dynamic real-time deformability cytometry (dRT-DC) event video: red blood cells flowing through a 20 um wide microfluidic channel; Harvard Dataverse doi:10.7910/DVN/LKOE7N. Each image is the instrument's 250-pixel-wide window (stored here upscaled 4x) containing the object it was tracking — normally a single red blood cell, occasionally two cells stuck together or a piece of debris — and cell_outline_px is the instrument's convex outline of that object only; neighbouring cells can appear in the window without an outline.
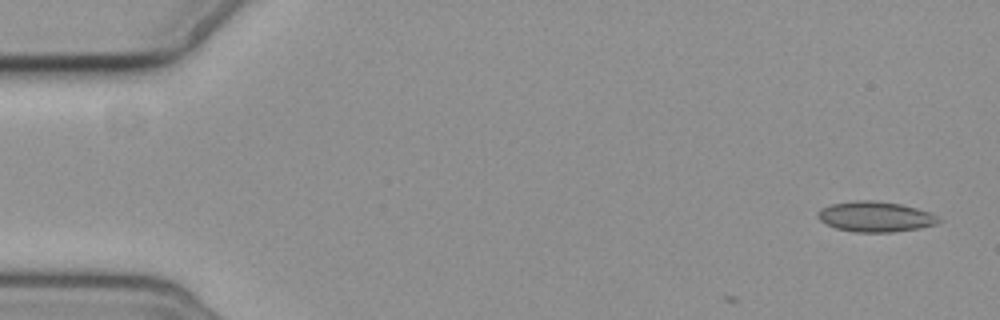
{"species": "common noctule bat (a hibernating species)", "species_latin": "Nyctalus noctula", "temperature_condition": "cold", "stored_images_in_passage": 4, "camera_frame_rate_fps": 3000, "um_per_image_px": 0.085, "animal": {"sex": "female", "body_mass_g": 19.3, "forearm_length_mm": 54.1}, "frame": {"image": 1, "passage_image": 1, "time_ms": 0.0, "image_size_px": [1000, 320], "cell_outline_px": [[944, 220], [936, 224], [920, 228], [892, 232], [856, 232], [836, 228], [820, 220], [816, 216], [820, 208], [832, 204], [856, 200], [876, 200], [900, 204], [916, 208], [928, 212]], "centroid_in_image_um": [74.41, 18.41], "position_along_channel_um": 10.6, "area_um2": 21.33}}
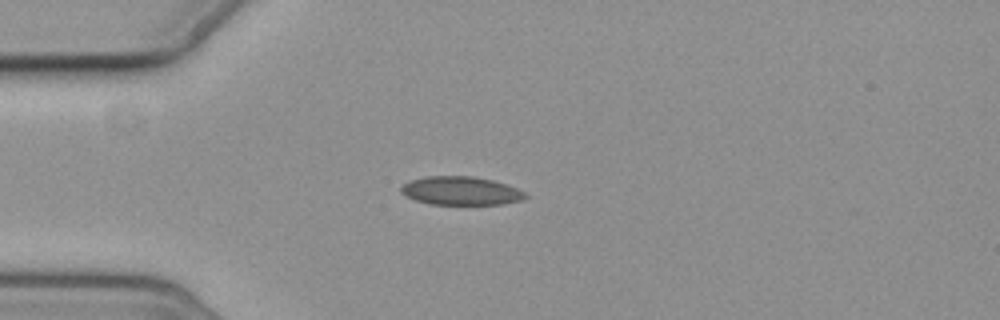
{"frame": {"image": 2, "passage_image": 4, "time_ms": 4.333, "image_size_px": [1000, 320], "cell_outline_px": [[528, 196], [524, 200], [500, 204], [432, 204], [416, 200], [400, 192], [400, 188], [408, 180], [428, 176], [472, 176], [492, 180], [508, 184], [524, 192]], "centroid_in_image_um": [39.19, 16.21], "position_along_channel_um": 45.8, "area_um2": 20.58}}